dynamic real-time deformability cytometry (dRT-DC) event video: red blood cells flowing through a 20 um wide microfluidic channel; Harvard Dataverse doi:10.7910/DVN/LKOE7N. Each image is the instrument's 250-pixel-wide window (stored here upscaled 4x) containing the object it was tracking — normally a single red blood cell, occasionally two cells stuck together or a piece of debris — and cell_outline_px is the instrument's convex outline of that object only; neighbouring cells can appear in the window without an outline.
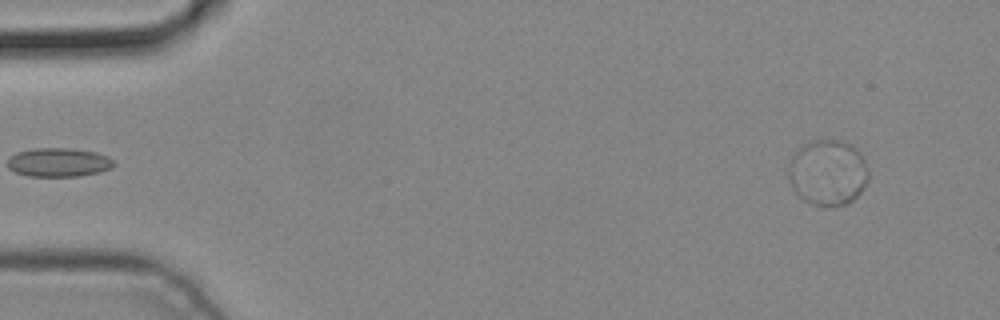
{"species": "common noctule bat (a hibernating species)", "species_latin": "Nyctalus noctula", "temperature_condition": "cold", "stored_images_in_passage": 5, "camera_frame_rate_fps": 3000, "um_per_image_px": 0.085, "animal": {"sex": "male", "body_mass_g": 19.2, "forearm_length_mm": 51.8}, "frame": {"image": 1, "passage_image": 5, "time_ms": 1.333, "image_size_px": [1000, 320], "cell_outline_px": [[868, 180], [864, 188], [848, 204], [824, 208], [808, 204], [792, 188], [784, 172], [792, 156], [804, 144], [816, 140], [836, 140], [848, 144], [856, 148], [860, 152], [864, 160], [868, 172]], "centroid_in_image_um": [70.32, 14.71], "position_along_channel_um": 14.7, "area_um2": 31.15}}